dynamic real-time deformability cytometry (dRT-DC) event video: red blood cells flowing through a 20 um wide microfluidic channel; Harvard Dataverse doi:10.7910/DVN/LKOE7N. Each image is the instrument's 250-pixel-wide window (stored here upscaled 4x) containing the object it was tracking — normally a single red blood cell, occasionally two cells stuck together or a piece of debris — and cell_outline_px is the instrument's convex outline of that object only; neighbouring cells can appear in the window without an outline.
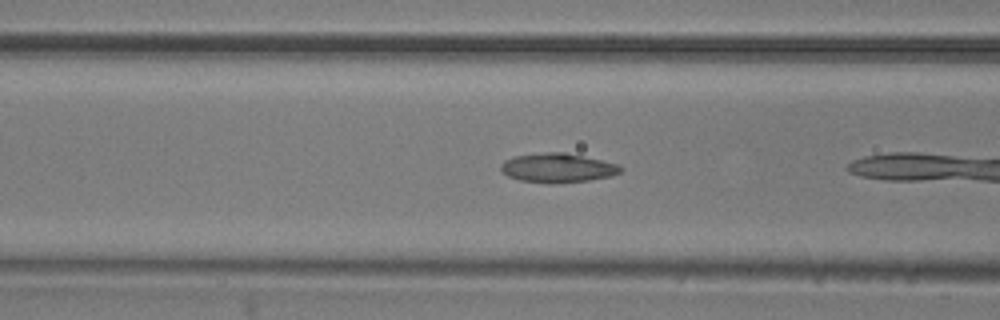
{"species": "common noctule bat (a hibernating species)", "species_latin": "Nyctalus noctula", "temperature_condition": "room temperature", "stored_images_in_passage": 6, "camera_frame_rate_fps": 3000, "um_per_image_px": 0.085, "animal": {"sex": "male", "body_mass_g": 20.5, "forearm_length_mm": 52.5}, "frame": {"image": 1, "passage_image": 5, "time_ms": 1.333, "image_size_px": [1000, 320], "cell_outline_px": [[624, 168], [620, 172], [612, 176], [588, 180], [556, 184], [548, 184], [520, 180], [508, 176], [500, 168], [500, 164], [504, 160], [516, 156], [544, 152], [564, 152], [620, 164]], "centroid_in_image_um": [47.42, 14.28], "position_along_channel_um": 119.2, "area_um2": 20.52}}